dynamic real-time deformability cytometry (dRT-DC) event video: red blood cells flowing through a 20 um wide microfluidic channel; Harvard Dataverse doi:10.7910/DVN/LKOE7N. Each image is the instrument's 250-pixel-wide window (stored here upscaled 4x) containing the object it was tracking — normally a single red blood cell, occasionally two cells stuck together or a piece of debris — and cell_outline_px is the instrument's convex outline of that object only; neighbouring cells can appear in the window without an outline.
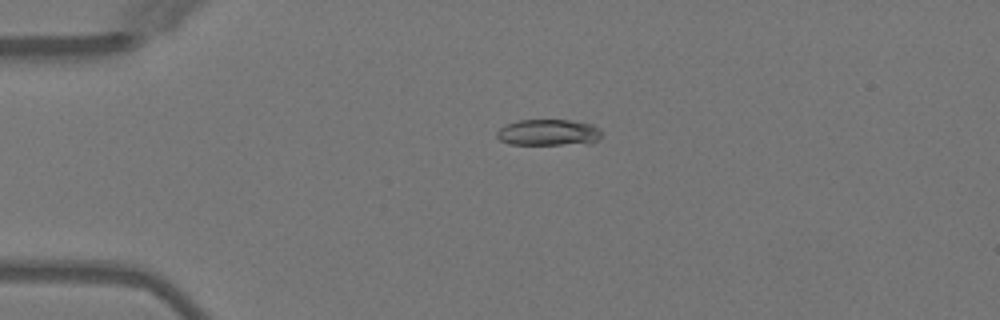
{"species": "Egyptian fruit bat (a non-hibernating species)", "species_latin": "Rousettus aegyptiacus", "temperature_condition": "warm", "stored_images_in_passage": 3, "camera_frame_rate_fps": 3000, "um_per_image_px": 0.085, "animal": {"sex": "female"}, "frame": {"image": 1, "passage_image": 1, "time_ms": 0.0, "image_size_px": [1000, 320], "cell_outline_px": [[604, 132], [596, 140], [588, 144], [508, 144], [500, 140], [496, 136], [496, 132], [500, 128], [516, 120], [572, 120], [592, 124], [600, 128]], "centroid_in_image_um": [46.65, 11.26], "position_along_channel_um": 38.4, "area_um2": 16.18}}
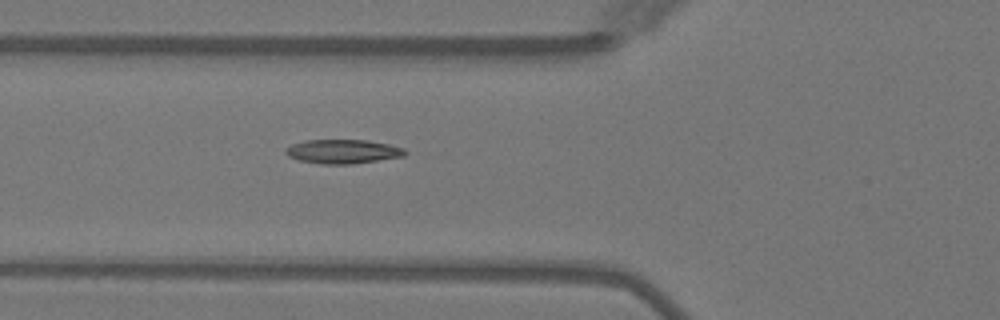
{"frame": {"image": 2, "passage_image": 3, "time_ms": 2.333, "image_size_px": [1000, 320], "cell_outline_px": [[408, 152], [404, 156], [352, 164], [320, 164], [300, 160], [288, 156], [284, 152], [292, 144], [308, 140], [368, 140], [388, 144], [404, 148]], "centroid_in_image_um": [29.17, 12.88], "position_along_channel_um": 96.6, "area_um2": 16.65}}